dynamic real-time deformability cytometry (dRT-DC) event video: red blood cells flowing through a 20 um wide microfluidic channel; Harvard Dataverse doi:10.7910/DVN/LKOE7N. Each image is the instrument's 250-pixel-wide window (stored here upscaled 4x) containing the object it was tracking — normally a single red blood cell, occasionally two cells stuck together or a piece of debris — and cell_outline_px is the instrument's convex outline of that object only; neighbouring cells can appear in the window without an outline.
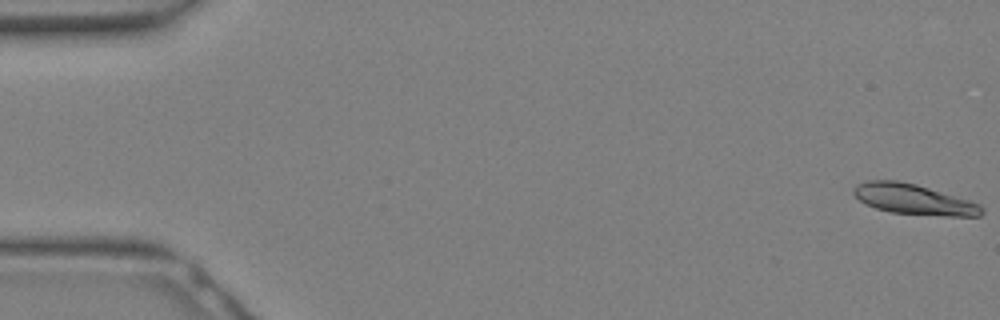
{"species": "Egyptian fruit bat (a non-hibernating species)", "species_latin": "Rousettus aegyptiacus", "temperature_condition": "warm", "stored_images_in_passage": 6, "camera_frame_rate_fps": 3000, "um_per_image_px": 0.085, "animal": {"sex": "female"}, "frame": {"image": 1, "passage_image": 1, "time_ms": 0.0, "image_size_px": [1000, 320], "cell_outline_px": [[984, 212], [980, 216], [944, 216], [892, 212], [876, 208], [864, 204], [852, 192], [852, 188], [856, 184], [868, 180], [900, 180], [916, 184], [968, 200], [980, 204], [984, 208]], "centroid_in_image_um": [77.64, 16.93], "position_along_channel_um": 7.4, "area_um2": 22.66}}